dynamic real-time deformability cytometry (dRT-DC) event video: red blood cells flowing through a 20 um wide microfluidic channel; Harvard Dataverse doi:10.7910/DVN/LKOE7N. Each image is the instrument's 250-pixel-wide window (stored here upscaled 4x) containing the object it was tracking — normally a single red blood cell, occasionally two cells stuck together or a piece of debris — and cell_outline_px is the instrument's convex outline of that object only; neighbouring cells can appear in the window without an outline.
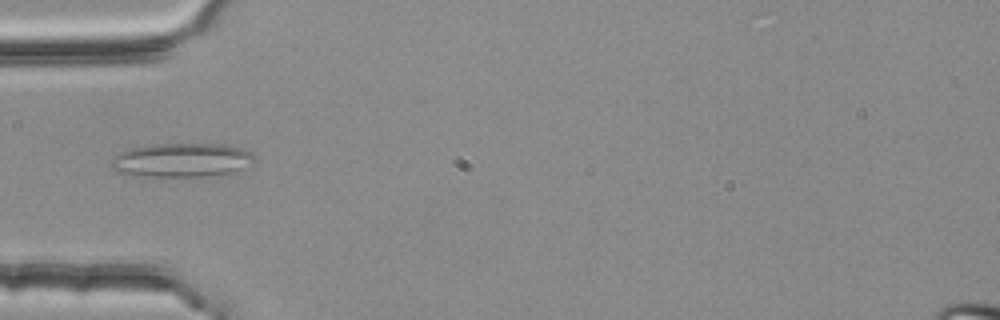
{"species": "common noctule bat (a hibernating species)", "species_latin": "Nyctalus noctula", "temperature_condition": "room temperature", "stored_images_in_passage": 3, "camera_frame_rate_fps": 3000, "um_per_image_px": 0.085, "animal": {"sex": "female", "body_mass_g": 25.1}, "frame": {"image": 1, "passage_image": 3, "time_ms": 0.667, "image_size_px": [1000, 320], "cell_outline_px": [[256, 160], [232, 172], [204, 176], [136, 176], [116, 172], [108, 164], [108, 160], [116, 152], [132, 148], [152, 144], [220, 144], [240, 148], [252, 152]], "centroid_in_image_um": [15.32, 13.6], "position_along_channel_um": 69.7, "area_um2": 28.5}}